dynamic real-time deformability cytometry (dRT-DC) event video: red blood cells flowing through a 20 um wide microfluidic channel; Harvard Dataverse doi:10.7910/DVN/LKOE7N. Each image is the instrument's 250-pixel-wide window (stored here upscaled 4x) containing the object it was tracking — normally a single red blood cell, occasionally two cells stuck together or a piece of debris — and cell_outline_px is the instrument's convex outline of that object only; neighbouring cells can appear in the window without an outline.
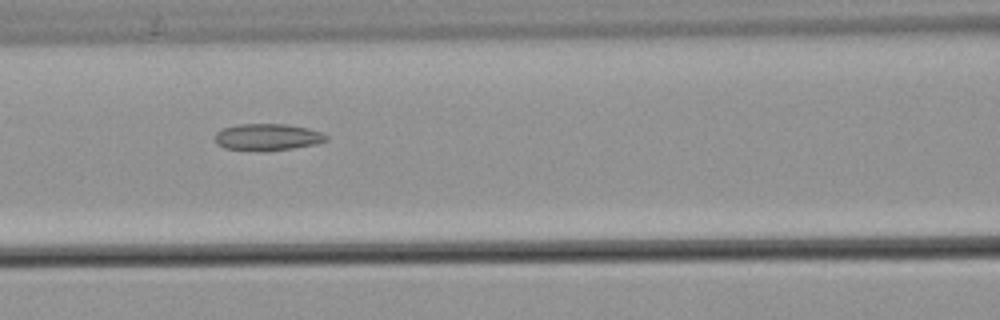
{"species": "common noctule bat (a hibernating species)", "species_latin": "Nyctalus noctula", "temperature_condition": "warm", "stored_images_in_passage": 6, "camera_frame_rate_fps": 3000, "um_per_image_px": 0.085, "animal": {"sex": "male", "body_mass_g": 21.5, "forearm_length_mm": 52.0}, "frame": {"image": 1, "passage_image": 4, "time_ms": 4.333, "image_size_px": [1000, 320], "cell_outline_px": [[328, 140], [316, 144], [292, 148], [264, 152], [260, 152], [224, 148], [216, 144], [216, 132], [224, 128], [240, 124], [288, 124], [308, 128], [320, 132], [328, 136]], "centroid_in_image_um": [22.74, 11.67], "position_along_channel_um": 143.9, "area_um2": 17.51}}